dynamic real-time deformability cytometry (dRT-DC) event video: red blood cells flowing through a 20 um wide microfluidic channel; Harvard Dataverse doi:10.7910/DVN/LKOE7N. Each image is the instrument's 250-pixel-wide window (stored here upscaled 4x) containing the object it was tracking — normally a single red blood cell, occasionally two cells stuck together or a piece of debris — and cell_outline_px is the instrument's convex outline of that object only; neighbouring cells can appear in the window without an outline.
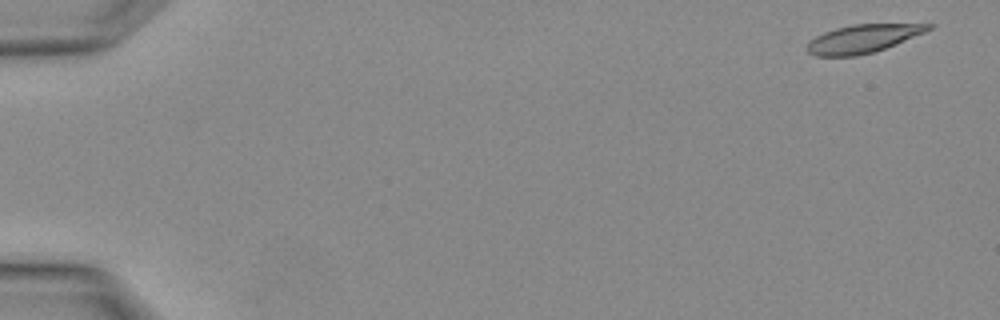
{"species": "Egyptian fruit bat (a non-hibernating species)", "species_latin": "Rousettus aegyptiacus", "temperature_condition": "warm", "stored_images_in_passage": 3, "camera_frame_rate_fps": 3000, "um_per_image_px": 0.085, "animal": {"sex": "female"}, "frame": {"image": 1, "passage_image": 1, "time_ms": 0.0, "image_size_px": [1000, 320], "cell_outline_px": [[936, 24], [932, 28], [924, 32], [884, 48], [872, 52], [856, 56], [816, 56], [808, 52], [808, 44], [816, 36], [824, 32], [836, 28], [852, 24]], "centroid_in_image_um": [73.33, 3.28], "position_along_channel_um": 11.7, "area_um2": 19.48}}